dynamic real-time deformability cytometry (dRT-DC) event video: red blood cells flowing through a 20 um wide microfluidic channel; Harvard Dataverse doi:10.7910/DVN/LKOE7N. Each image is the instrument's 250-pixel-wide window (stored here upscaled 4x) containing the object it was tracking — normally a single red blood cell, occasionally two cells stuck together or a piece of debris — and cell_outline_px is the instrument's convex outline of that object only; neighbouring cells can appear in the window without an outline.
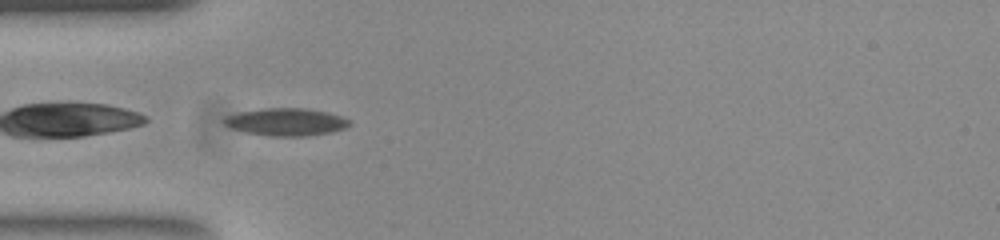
{"species": "common noctule bat (a hibernating species)", "species_latin": "Nyctalus noctula", "temperature_condition": "room temperature", "stored_images_in_passage": 38, "camera_frame_rate_fps": 3000, "um_per_image_px": 0.085, "animal": {"sex": "female", "body_mass_g": 23.0, "forearm_length_mm": 53.4}, "frame": {"image": 1, "passage_image": 1, "time_ms": 0.0, "image_size_px": [1000, 240], "cell_outline_px": [[352, 124], [344, 128], [328, 132], [304, 136], [272, 136], [248, 132], [232, 128], [224, 124], [220, 120], [224, 116], [240, 112], [264, 108], [304, 108], [324, 112], [340, 116], [352, 120]], "centroid_in_image_um": [24.29, 10.35], "position_along_channel_um": 60.7, "area_um2": 19.88}}
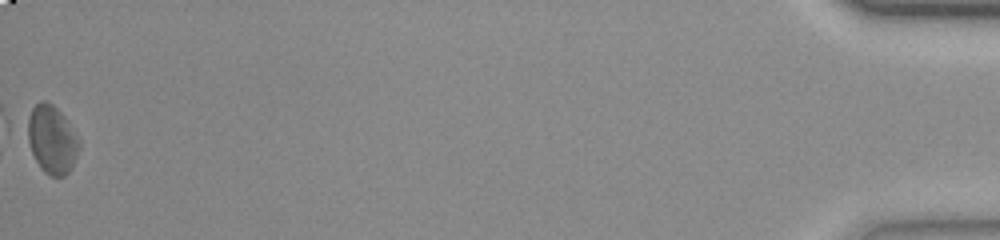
{"frame": {"image": 2, "passage_image": 38, "time_ms": 12.333, "image_size_px": [1000, 240], "cell_outline_px": [[80, 148], [68, 172], [64, 176], [52, 176], [44, 172], [40, 168], [32, 152], [20, 124], [32, 108], [40, 100], [44, 100], [52, 104], [64, 116], [80, 140]], "centroid_in_image_um": [4.31, 11.8], "position_along_channel_um": 430.9, "area_um2": 21.15}, "authors_computed_cell_mechanics": {"area_um2": 19.4497, "velocity_mm_per_s": 3.8486, "shape_relaxation_time_tau1_ms": null, "shape_relaxation_time_tau2_ms": 6.3275, "deformation_change_tau1": null, "deformation_change_tau2": 0.1448}}